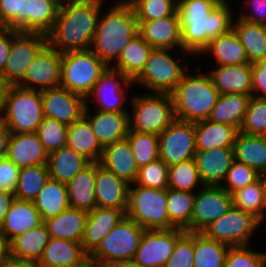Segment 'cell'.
I'll return each instance as SVG.
<instances>
[{
    "label": "cell",
    "mask_w": 266,
    "mask_h": 267,
    "mask_svg": "<svg viewBox=\"0 0 266 267\" xmlns=\"http://www.w3.org/2000/svg\"><path fill=\"white\" fill-rule=\"evenodd\" d=\"M43 223L38 209L31 201L14 198L0 232L10 242L14 237Z\"/></svg>",
    "instance_id": "28"
},
{
    "label": "cell",
    "mask_w": 266,
    "mask_h": 267,
    "mask_svg": "<svg viewBox=\"0 0 266 267\" xmlns=\"http://www.w3.org/2000/svg\"><path fill=\"white\" fill-rule=\"evenodd\" d=\"M31 7L32 0H0V24L31 33Z\"/></svg>",
    "instance_id": "44"
},
{
    "label": "cell",
    "mask_w": 266,
    "mask_h": 267,
    "mask_svg": "<svg viewBox=\"0 0 266 267\" xmlns=\"http://www.w3.org/2000/svg\"><path fill=\"white\" fill-rule=\"evenodd\" d=\"M90 162L67 145L48 154L50 178L67 184Z\"/></svg>",
    "instance_id": "34"
},
{
    "label": "cell",
    "mask_w": 266,
    "mask_h": 267,
    "mask_svg": "<svg viewBox=\"0 0 266 267\" xmlns=\"http://www.w3.org/2000/svg\"><path fill=\"white\" fill-rule=\"evenodd\" d=\"M130 184L96 162V207L127 210Z\"/></svg>",
    "instance_id": "19"
},
{
    "label": "cell",
    "mask_w": 266,
    "mask_h": 267,
    "mask_svg": "<svg viewBox=\"0 0 266 267\" xmlns=\"http://www.w3.org/2000/svg\"><path fill=\"white\" fill-rule=\"evenodd\" d=\"M113 267H143V266H141L134 259H132V260L118 262Z\"/></svg>",
    "instance_id": "66"
},
{
    "label": "cell",
    "mask_w": 266,
    "mask_h": 267,
    "mask_svg": "<svg viewBox=\"0 0 266 267\" xmlns=\"http://www.w3.org/2000/svg\"><path fill=\"white\" fill-rule=\"evenodd\" d=\"M232 205V195L221 186H202L194 196L191 232H202L226 214Z\"/></svg>",
    "instance_id": "15"
},
{
    "label": "cell",
    "mask_w": 266,
    "mask_h": 267,
    "mask_svg": "<svg viewBox=\"0 0 266 267\" xmlns=\"http://www.w3.org/2000/svg\"><path fill=\"white\" fill-rule=\"evenodd\" d=\"M33 203L43 220L58 215L69 207L67 185L49 178Z\"/></svg>",
    "instance_id": "40"
},
{
    "label": "cell",
    "mask_w": 266,
    "mask_h": 267,
    "mask_svg": "<svg viewBox=\"0 0 266 267\" xmlns=\"http://www.w3.org/2000/svg\"><path fill=\"white\" fill-rule=\"evenodd\" d=\"M171 49L153 48L141 73L132 81L155 93H171L185 74L183 65L169 54Z\"/></svg>",
    "instance_id": "11"
},
{
    "label": "cell",
    "mask_w": 266,
    "mask_h": 267,
    "mask_svg": "<svg viewBox=\"0 0 266 267\" xmlns=\"http://www.w3.org/2000/svg\"><path fill=\"white\" fill-rule=\"evenodd\" d=\"M138 24V34L152 48L173 49L179 46L183 50L178 12L173 16L150 21H138Z\"/></svg>",
    "instance_id": "20"
},
{
    "label": "cell",
    "mask_w": 266,
    "mask_h": 267,
    "mask_svg": "<svg viewBox=\"0 0 266 267\" xmlns=\"http://www.w3.org/2000/svg\"><path fill=\"white\" fill-rule=\"evenodd\" d=\"M68 126L55 119L43 118L35 132L48 154L67 144Z\"/></svg>",
    "instance_id": "49"
},
{
    "label": "cell",
    "mask_w": 266,
    "mask_h": 267,
    "mask_svg": "<svg viewBox=\"0 0 266 267\" xmlns=\"http://www.w3.org/2000/svg\"><path fill=\"white\" fill-rule=\"evenodd\" d=\"M152 47L137 34L124 47L121 55L114 65L111 67L133 81L143 70Z\"/></svg>",
    "instance_id": "36"
},
{
    "label": "cell",
    "mask_w": 266,
    "mask_h": 267,
    "mask_svg": "<svg viewBox=\"0 0 266 267\" xmlns=\"http://www.w3.org/2000/svg\"><path fill=\"white\" fill-rule=\"evenodd\" d=\"M8 85L5 83L4 78H3V74L0 71V107L3 101V98L5 97V93L7 90Z\"/></svg>",
    "instance_id": "65"
},
{
    "label": "cell",
    "mask_w": 266,
    "mask_h": 267,
    "mask_svg": "<svg viewBox=\"0 0 266 267\" xmlns=\"http://www.w3.org/2000/svg\"><path fill=\"white\" fill-rule=\"evenodd\" d=\"M239 132L266 136V98L251 96Z\"/></svg>",
    "instance_id": "50"
},
{
    "label": "cell",
    "mask_w": 266,
    "mask_h": 267,
    "mask_svg": "<svg viewBox=\"0 0 266 267\" xmlns=\"http://www.w3.org/2000/svg\"><path fill=\"white\" fill-rule=\"evenodd\" d=\"M88 106V102H86L83 116L89 121L92 131L102 147L126 138L130 129V113L97 110V113L91 116Z\"/></svg>",
    "instance_id": "22"
},
{
    "label": "cell",
    "mask_w": 266,
    "mask_h": 267,
    "mask_svg": "<svg viewBox=\"0 0 266 267\" xmlns=\"http://www.w3.org/2000/svg\"><path fill=\"white\" fill-rule=\"evenodd\" d=\"M260 178V174L247 166L246 164L240 163L236 160L232 162L231 167L227 171L224 182L226 181L228 184H222L221 187L224 188L231 195L246 187L247 185L257 181ZM226 186V187H225Z\"/></svg>",
    "instance_id": "53"
},
{
    "label": "cell",
    "mask_w": 266,
    "mask_h": 267,
    "mask_svg": "<svg viewBox=\"0 0 266 267\" xmlns=\"http://www.w3.org/2000/svg\"><path fill=\"white\" fill-rule=\"evenodd\" d=\"M194 196V192L167 188L169 221L175 228L191 232Z\"/></svg>",
    "instance_id": "41"
},
{
    "label": "cell",
    "mask_w": 266,
    "mask_h": 267,
    "mask_svg": "<svg viewBox=\"0 0 266 267\" xmlns=\"http://www.w3.org/2000/svg\"><path fill=\"white\" fill-rule=\"evenodd\" d=\"M206 52H211L216 57L217 65L249 63L245 49L232 29L224 35L210 39L200 54Z\"/></svg>",
    "instance_id": "39"
},
{
    "label": "cell",
    "mask_w": 266,
    "mask_h": 267,
    "mask_svg": "<svg viewBox=\"0 0 266 267\" xmlns=\"http://www.w3.org/2000/svg\"><path fill=\"white\" fill-rule=\"evenodd\" d=\"M170 94L175 118L191 123L207 120L219 97L209 73L184 74Z\"/></svg>",
    "instance_id": "3"
},
{
    "label": "cell",
    "mask_w": 266,
    "mask_h": 267,
    "mask_svg": "<svg viewBox=\"0 0 266 267\" xmlns=\"http://www.w3.org/2000/svg\"><path fill=\"white\" fill-rule=\"evenodd\" d=\"M133 115L129 117L131 131L159 135L176 118L170 93L133 97Z\"/></svg>",
    "instance_id": "8"
},
{
    "label": "cell",
    "mask_w": 266,
    "mask_h": 267,
    "mask_svg": "<svg viewBox=\"0 0 266 267\" xmlns=\"http://www.w3.org/2000/svg\"><path fill=\"white\" fill-rule=\"evenodd\" d=\"M96 162H90L67 185L69 207L92 211L95 200Z\"/></svg>",
    "instance_id": "31"
},
{
    "label": "cell",
    "mask_w": 266,
    "mask_h": 267,
    "mask_svg": "<svg viewBox=\"0 0 266 267\" xmlns=\"http://www.w3.org/2000/svg\"><path fill=\"white\" fill-rule=\"evenodd\" d=\"M99 16L90 50L109 67L119 59L124 47L138 34L139 24L130 3L115 4L107 14Z\"/></svg>",
    "instance_id": "2"
},
{
    "label": "cell",
    "mask_w": 266,
    "mask_h": 267,
    "mask_svg": "<svg viewBox=\"0 0 266 267\" xmlns=\"http://www.w3.org/2000/svg\"><path fill=\"white\" fill-rule=\"evenodd\" d=\"M185 232L178 228L144 230L134 260L143 267H164Z\"/></svg>",
    "instance_id": "14"
},
{
    "label": "cell",
    "mask_w": 266,
    "mask_h": 267,
    "mask_svg": "<svg viewBox=\"0 0 266 267\" xmlns=\"http://www.w3.org/2000/svg\"><path fill=\"white\" fill-rule=\"evenodd\" d=\"M49 178L47 164L20 168L14 197L33 202Z\"/></svg>",
    "instance_id": "45"
},
{
    "label": "cell",
    "mask_w": 266,
    "mask_h": 267,
    "mask_svg": "<svg viewBox=\"0 0 266 267\" xmlns=\"http://www.w3.org/2000/svg\"><path fill=\"white\" fill-rule=\"evenodd\" d=\"M0 267H36V264L9 257Z\"/></svg>",
    "instance_id": "64"
},
{
    "label": "cell",
    "mask_w": 266,
    "mask_h": 267,
    "mask_svg": "<svg viewBox=\"0 0 266 267\" xmlns=\"http://www.w3.org/2000/svg\"><path fill=\"white\" fill-rule=\"evenodd\" d=\"M198 184L203 185L194 158L169 166L168 188L193 192Z\"/></svg>",
    "instance_id": "47"
},
{
    "label": "cell",
    "mask_w": 266,
    "mask_h": 267,
    "mask_svg": "<svg viewBox=\"0 0 266 267\" xmlns=\"http://www.w3.org/2000/svg\"><path fill=\"white\" fill-rule=\"evenodd\" d=\"M169 166L160 158L139 168L134 185L146 188L167 189Z\"/></svg>",
    "instance_id": "52"
},
{
    "label": "cell",
    "mask_w": 266,
    "mask_h": 267,
    "mask_svg": "<svg viewBox=\"0 0 266 267\" xmlns=\"http://www.w3.org/2000/svg\"><path fill=\"white\" fill-rule=\"evenodd\" d=\"M4 27L0 24V31L3 29Z\"/></svg>",
    "instance_id": "72"
},
{
    "label": "cell",
    "mask_w": 266,
    "mask_h": 267,
    "mask_svg": "<svg viewBox=\"0 0 266 267\" xmlns=\"http://www.w3.org/2000/svg\"><path fill=\"white\" fill-rule=\"evenodd\" d=\"M194 266V232H185L177 241L164 267Z\"/></svg>",
    "instance_id": "55"
},
{
    "label": "cell",
    "mask_w": 266,
    "mask_h": 267,
    "mask_svg": "<svg viewBox=\"0 0 266 267\" xmlns=\"http://www.w3.org/2000/svg\"><path fill=\"white\" fill-rule=\"evenodd\" d=\"M0 114L10 133H35L44 118L41 92L8 86Z\"/></svg>",
    "instance_id": "4"
},
{
    "label": "cell",
    "mask_w": 266,
    "mask_h": 267,
    "mask_svg": "<svg viewBox=\"0 0 266 267\" xmlns=\"http://www.w3.org/2000/svg\"><path fill=\"white\" fill-rule=\"evenodd\" d=\"M94 267H113V266H104V265H100V264H98V263L94 260Z\"/></svg>",
    "instance_id": "71"
},
{
    "label": "cell",
    "mask_w": 266,
    "mask_h": 267,
    "mask_svg": "<svg viewBox=\"0 0 266 267\" xmlns=\"http://www.w3.org/2000/svg\"><path fill=\"white\" fill-rule=\"evenodd\" d=\"M251 96L244 94H219L208 120L236 127L243 122Z\"/></svg>",
    "instance_id": "37"
},
{
    "label": "cell",
    "mask_w": 266,
    "mask_h": 267,
    "mask_svg": "<svg viewBox=\"0 0 266 267\" xmlns=\"http://www.w3.org/2000/svg\"><path fill=\"white\" fill-rule=\"evenodd\" d=\"M50 236L44 223L14 237L9 242L11 258L37 264L49 242Z\"/></svg>",
    "instance_id": "29"
},
{
    "label": "cell",
    "mask_w": 266,
    "mask_h": 267,
    "mask_svg": "<svg viewBox=\"0 0 266 267\" xmlns=\"http://www.w3.org/2000/svg\"><path fill=\"white\" fill-rule=\"evenodd\" d=\"M137 166L140 168L159 158V136L151 133H140L129 129L126 136Z\"/></svg>",
    "instance_id": "46"
},
{
    "label": "cell",
    "mask_w": 266,
    "mask_h": 267,
    "mask_svg": "<svg viewBox=\"0 0 266 267\" xmlns=\"http://www.w3.org/2000/svg\"><path fill=\"white\" fill-rule=\"evenodd\" d=\"M99 163L131 185L136 181L139 167L126 138L104 146Z\"/></svg>",
    "instance_id": "26"
},
{
    "label": "cell",
    "mask_w": 266,
    "mask_h": 267,
    "mask_svg": "<svg viewBox=\"0 0 266 267\" xmlns=\"http://www.w3.org/2000/svg\"><path fill=\"white\" fill-rule=\"evenodd\" d=\"M247 247H229L224 267H266V253L254 252Z\"/></svg>",
    "instance_id": "54"
},
{
    "label": "cell",
    "mask_w": 266,
    "mask_h": 267,
    "mask_svg": "<svg viewBox=\"0 0 266 267\" xmlns=\"http://www.w3.org/2000/svg\"><path fill=\"white\" fill-rule=\"evenodd\" d=\"M126 215V210L96 207L88 212L86 226L81 240L84 251L90 255L103 237Z\"/></svg>",
    "instance_id": "25"
},
{
    "label": "cell",
    "mask_w": 266,
    "mask_h": 267,
    "mask_svg": "<svg viewBox=\"0 0 266 267\" xmlns=\"http://www.w3.org/2000/svg\"><path fill=\"white\" fill-rule=\"evenodd\" d=\"M158 136L159 158L168 166L194 158L197 151L194 123L175 119Z\"/></svg>",
    "instance_id": "13"
},
{
    "label": "cell",
    "mask_w": 266,
    "mask_h": 267,
    "mask_svg": "<svg viewBox=\"0 0 266 267\" xmlns=\"http://www.w3.org/2000/svg\"><path fill=\"white\" fill-rule=\"evenodd\" d=\"M59 7L57 0H32L31 33L47 35L53 29Z\"/></svg>",
    "instance_id": "48"
},
{
    "label": "cell",
    "mask_w": 266,
    "mask_h": 267,
    "mask_svg": "<svg viewBox=\"0 0 266 267\" xmlns=\"http://www.w3.org/2000/svg\"><path fill=\"white\" fill-rule=\"evenodd\" d=\"M88 257L81 242L50 238L36 267H74Z\"/></svg>",
    "instance_id": "27"
},
{
    "label": "cell",
    "mask_w": 266,
    "mask_h": 267,
    "mask_svg": "<svg viewBox=\"0 0 266 267\" xmlns=\"http://www.w3.org/2000/svg\"><path fill=\"white\" fill-rule=\"evenodd\" d=\"M229 247L206 237L202 232H194L193 267H224Z\"/></svg>",
    "instance_id": "42"
},
{
    "label": "cell",
    "mask_w": 266,
    "mask_h": 267,
    "mask_svg": "<svg viewBox=\"0 0 266 267\" xmlns=\"http://www.w3.org/2000/svg\"><path fill=\"white\" fill-rule=\"evenodd\" d=\"M222 0H180L177 2L179 20H206Z\"/></svg>",
    "instance_id": "56"
},
{
    "label": "cell",
    "mask_w": 266,
    "mask_h": 267,
    "mask_svg": "<svg viewBox=\"0 0 266 267\" xmlns=\"http://www.w3.org/2000/svg\"><path fill=\"white\" fill-rule=\"evenodd\" d=\"M88 212L68 207L58 215L43 220L50 238L81 242Z\"/></svg>",
    "instance_id": "30"
},
{
    "label": "cell",
    "mask_w": 266,
    "mask_h": 267,
    "mask_svg": "<svg viewBox=\"0 0 266 267\" xmlns=\"http://www.w3.org/2000/svg\"><path fill=\"white\" fill-rule=\"evenodd\" d=\"M107 68L92 50L62 53L60 87L86 99Z\"/></svg>",
    "instance_id": "5"
},
{
    "label": "cell",
    "mask_w": 266,
    "mask_h": 267,
    "mask_svg": "<svg viewBox=\"0 0 266 267\" xmlns=\"http://www.w3.org/2000/svg\"><path fill=\"white\" fill-rule=\"evenodd\" d=\"M144 228L126 215L107 233L97 248L89 255L98 264L114 266L135 257Z\"/></svg>",
    "instance_id": "7"
},
{
    "label": "cell",
    "mask_w": 266,
    "mask_h": 267,
    "mask_svg": "<svg viewBox=\"0 0 266 267\" xmlns=\"http://www.w3.org/2000/svg\"><path fill=\"white\" fill-rule=\"evenodd\" d=\"M257 91L262 94L255 95ZM252 96L266 98V57L252 63Z\"/></svg>",
    "instance_id": "58"
},
{
    "label": "cell",
    "mask_w": 266,
    "mask_h": 267,
    "mask_svg": "<svg viewBox=\"0 0 266 267\" xmlns=\"http://www.w3.org/2000/svg\"><path fill=\"white\" fill-rule=\"evenodd\" d=\"M194 160L203 186H221L234 161L233 148L196 151Z\"/></svg>",
    "instance_id": "21"
},
{
    "label": "cell",
    "mask_w": 266,
    "mask_h": 267,
    "mask_svg": "<svg viewBox=\"0 0 266 267\" xmlns=\"http://www.w3.org/2000/svg\"><path fill=\"white\" fill-rule=\"evenodd\" d=\"M132 84L133 82L127 76L108 67L94 84L91 93L86 98V102L89 103L88 98L93 96L92 100L98 102V110L100 111L129 113L122 106L123 102L127 100L123 87H129Z\"/></svg>",
    "instance_id": "18"
},
{
    "label": "cell",
    "mask_w": 266,
    "mask_h": 267,
    "mask_svg": "<svg viewBox=\"0 0 266 267\" xmlns=\"http://www.w3.org/2000/svg\"><path fill=\"white\" fill-rule=\"evenodd\" d=\"M232 30L243 45L250 63L266 57V25L238 18L232 22Z\"/></svg>",
    "instance_id": "38"
},
{
    "label": "cell",
    "mask_w": 266,
    "mask_h": 267,
    "mask_svg": "<svg viewBox=\"0 0 266 267\" xmlns=\"http://www.w3.org/2000/svg\"><path fill=\"white\" fill-rule=\"evenodd\" d=\"M196 150H210L221 147L233 148L239 130L224 123L204 120L194 123Z\"/></svg>",
    "instance_id": "32"
},
{
    "label": "cell",
    "mask_w": 266,
    "mask_h": 267,
    "mask_svg": "<svg viewBox=\"0 0 266 267\" xmlns=\"http://www.w3.org/2000/svg\"><path fill=\"white\" fill-rule=\"evenodd\" d=\"M60 4L62 3H67V2H80V1H85V0H57Z\"/></svg>",
    "instance_id": "70"
},
{
    "label": "cell",
    "mask_w": 266,
    "mask_h": 267,
    "mask_svg": "<svg viewBox=\"0 0 266 267\" xmlns=\"http://www.w3.org/2000/svg\"><path fill=\"white\" fill-rule=\"evenodd\" d=\"M129 3L134 9L138 21L173 16L177 12L175 0H131Z\"/></svg>",
    "instance_id": "51"
},
{
    "label": "cell",
    "mask_w": 266,
    "mask_h": 267,
    "mask_svg": "<svg viewBox=\"0 0 266 267\" xmlns=\"http://www.w3.org/2000/svg\"><path fill=\"white\" fill-rule=\"evenodd\" d=\"M233 150L234 160L246 164L259 174L266 172V136L238 132Z\"/></svg>",
    "instance_id": "35"
},
{
    "label": "cell",
    "mask_w": 266,
    "mask_h": 267,
    "mask_svg": "<svg viewBox=\"0 0 266 267\" xmlns=\"http://www.w3.org/2000/svg\"><path fill=\"white\" fill-rule=\"evenodd\" d=\"M66 145L89 162H99L103 152V147L84 116L68 126Z\"/></svg>",
    "instance_id": "33"
},
{
    "label": "cell",
    "mask_w": 266,
    "mask_h": 267,
    "mask_svg": "<svg viewBox=\"0 0 266 267\" xmlns=\"http://www.w3.org/2000/svg\"><path fill=\"white\" fill-rule=\"evenodd\" d=\"M40 92L45 117L69 126L83 116L86 106V99L83 96L60 86Z\"/></svg>",
    "instance_id": "17"
},
{
    "label": "cell",
    "mask_w": 266,
    "mask_h": 267,
    "mask_svg": "<svg viewBox=\"0 0 266 267\" xmlns=\"http://www.w3.org/2000/svg\"><path fill=\"white\" fill-rule=\"evenodd\" d=\"M231 8L222 0L206 17V20H180L183 52L198 53L209 40L228 33L232 29Z\"/></svg>",
    "instance_id": "9"
},
{
    "label": "cell",
    "mask_w": 266,
    "mask_h": 267,
    "mask_svg": "<svg viewBox=\"0 0 266 267\" xmlns=\"http://www.w3.org/2000/svg\"><path fill=\"white\" fill-rule=\"evenodd\" d=\"M11 47V29L3 28L0 31V71L5 68L8 59L9 50Z\"/></svg>",
    "instance_id": "60"
},
{
    "label": "cell",
    "mask_w": 266,
    "mask_h": 267,
    "mask_svg": "<svg viewBox=\"0 0 266 267\" xmlns=\"http://www.w3.org/2000/svg\"><path fill=\"white\" fill-rule=\"evenodd\" d=\"M263 176V177H262ZM260 178L263 181L264 184V190H265V196H266V172L260 174Z\"/></svg>",
    "instance_id": "69"
},
{
    "label": "cell",
    "mask_w": 266,
    "mask_h": 267,
    "mask_svg": "<svg viewBox=\"0 0 266 267\" xmlns=\"http://www.w3.org/2000/svg\"><path fill=\"white\" fill-rule=\"evenodd\" d=\"M6 158L23 168L47 164L48 153L36 133H10Z\"/></svg>",
    "instance_id": "23"
},
{
    "label": "cell",
    "mask_w": 266,
    "mask_h": 267,
    "mask_svg": "<svg viewBox=\"0 0 266 267\" xmlns=\"http://www.w3.org/2000/svg\"><path fill=\"white\" fill-rule=\"evenodd\" d=\"M9 257V241L5 238V235L0 232V266Z\"/></svg>",
    "instance_id": "63"
},
{
    "label": "cell",
    "mask_w": 266,
    "mask_h": 267,
    "mask_svg": "<svg viewBox=\"0 0 266 267\" xmlns=\"http://www.w3.org/2000/svg\"><path fill=\"white\" fill-rule=\"evenodd\" d=\"M233 206L250 213L260 222L263 221L266 209V196L261 178L232 194Z\"/></svg>",
    "instance_id": "43"
},
{
    "label": "cell",
    "mask_w": 266,
    "mask_h": 267,
    "mask_svg": "<svg viewBox=\"0 0 266 267\" xmlns=\"http://www.w3.org/2000/svg\"><path fill=\"white\" fill-rule=\"evenodd\" d=\"M209 76L219 94L252 96V63L218 65Z\"/></svg>",
    "instance_id": "24"
},
{
    "label": "cell",
    "mask_w": 266,
    "mask_h": 267,
    "mask_svg": "<svg viewBox=\"0 0 266 267\" xmlns=\"http://www.w3.org/2000/svg\"><path fill=\"white\" fill-rule=\"evenodd\" d=\"M89 1L97 2V3L102 4L104 0H89ZM127 3H129L127 0H123V1L121 0V2L116 3V5H124V4H127Z\"/></svg>",
    "instance_id": "68"
},
{
    "label": "cell",
    "mask_w": 266,
    "mask_h": 267,
    "mask_svg": "<svg viewBox=\"0 0 266 267\" xmlns=\"http://www.w3.org/2000/svg\"><path fill=\"white\" fill-rule=\"evenodd\" d=\"M101 5L89 0L60 4L47 43L62 53L90 50Z\"/></svg>",
    "instance_id": "1"
},
{
    "label": "cell",
    "mask_w": 266,
    "mask_h": 267,
    "mask_svg": "<svg viewBox=\"0 0 266 267\" xmlns=\"http://www.w3.org/2000/svg\"><path fill=\"white\" fill-rule=\"evenodd\" d=\"M14 198V193L0 190V226L4 223Z\"/></svg>",
    "instance_id": "61"
},
{
    "label": "cell",
    "mask_w": 266,
    "mask_h": 267,
    "mask_svg": "<svg viewBox=\"0 0 266 267\" xmlns=\"http://www.w3.org/2000/svg\"><path fill=\"white\" fill-rule=\"evenodd\" d=\"M129 187L126 216L145 230L175 228L169 221L167 189Z\"/></svg>",
    "instance_id": "6"
},
{
    "label": "cell",
    "mask_w": 266,
    "mask_h": 267,
    "mask_svg": "<svg viewBox=\"0 0 266 267\" xmlns=\"http://www.w3.org/2000/svg\"><path fill=\"white\" fill-rule=\"evenodd\" d=\"M260 224L256 217L232 205L226 214L211 222L202 233L230 247L248 246Z\"/></svg>",
    "instance_id": "12"
},
{
    "label": "cell",
    "mask_w": 266,
    "mask_h": 267,
    "mask_svg": "<svg viewBox=\"0 0 266 267\" xmlns=\"http://www.w3.org/2000/svg\"><path fill=\"white\" fill-rule=\"evenodd\" d=\"M247 8H252L254 14L243 13L239 18L247 22L266 25V0H246ZM253 6V7H252Z\"/></svg>",
    "instance_id": "59"
},
{
    "label": "cell",
    "mask_w": 266,
    "mask_h": 267,
    "mask_svg": "<svg viewBox=\"0 0 266 267\" xmlns=\"http://www.w3.org/2000/svg\"><path fill=\"white\" fill-rule=\"evenodd\" d=\"M9 136L10 130L6 126L5 122L0 118V160L6 158Z\"/></svg>",
    "instance_id": "62"
},
{
    "label": "cell",
    "mask_w": 266,
    "mask_h": 267,
    "mask_svg": "<svg viewBox=\"0 0 266 267\" xmlns=\"http://www.w3.org/2000/svg\"><path fill=\"white\" fill-rule=\"evenodd\" d=\"M46 44V34L18 32L11 29V47L2 71L8 86H17L23 80L33 59Z\"/></svg>",
    "instance_id": "10"
},
{
    "label": "cell",
    "mask_w": 266,
    "mask_h": 267,
    "mask_svg": "<svg viewBox=\"0 0 266 267\" xmlns=\"http://www.w3.org/2000/svg\"><path fill=\"white\" fill-rule=\"evenodd\" d=\"M61 60L62 52L47 43L35 56L23 80L17 86L39 91L59 87ZM30 83L39 85V89Z\"/></svg>",
    "instance_id": "16"
},
{
    "label": "cell",
    "mask_w": 266,
    "mask_h": 267,
    "mask_svg": "<svg viewBox=\"0 0 266 267\" xmlns=\"http://www.w3.org/2000/svg\"><path fill=\"white\" fill-rule=\"evenodd\" d=\"M20 168L7 158L0 160V190L14 193Z\"/></svg>",
    "instance_id": "57"
},
{
    "label": "cell",
    "mask_w": 266,
    "mask_h": 267,
    "mask_svg": "<svg viewBox=\"0 0 266 267\" xmlns=\"http://www.w3.org/2000/svg\"><path fill=\"white\" fill-rule=\"evenodd\" d=\"M74 267H94V260L88 257L81 264Z\"/></svg>",
    "instance_id": "67"
}]
</instances>
